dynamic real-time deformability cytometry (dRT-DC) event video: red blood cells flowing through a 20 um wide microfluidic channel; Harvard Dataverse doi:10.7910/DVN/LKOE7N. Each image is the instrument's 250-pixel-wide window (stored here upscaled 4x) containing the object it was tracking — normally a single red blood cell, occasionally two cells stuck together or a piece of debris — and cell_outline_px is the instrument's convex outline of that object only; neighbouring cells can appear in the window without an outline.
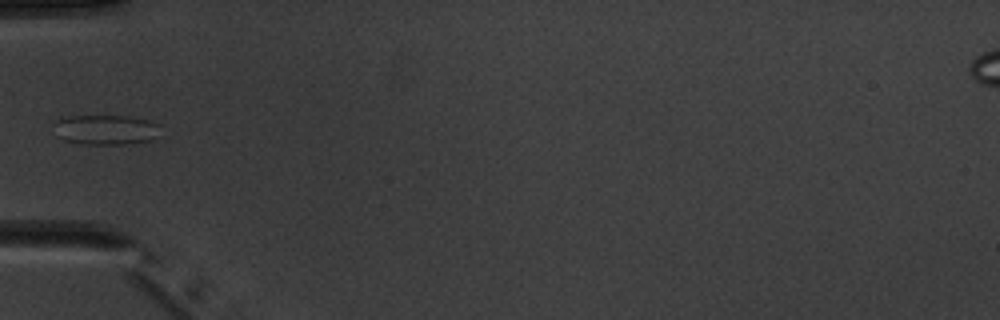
{"species": "common noctule bat (a hibernating species)", "species_latin": "Nyctalus noctula", "temperature_condition": "warm", "stored_images_in_passage": 5, "camera_frame_rate_fps": 3000, "um_per_image_px": 0.085, "animal": {"sex": "male", "body_mass_g": 20.1, "forearm_length_mm": 53.5}, "frame": {"image": 1, "passage_image": 5, "time_ms": 5.333, "image_size_px": [1000, 320], "cell_outline_px": [[160, 124], [152, 140], [124, 144], [80, 144], [64, 140], [56, 136], [52, 124], [56, 120], [68, 116], [128, 116], [148, 120]], "centroid_in_image_um": [8.91, 11.02], "position_along_channel_um": 76.1, "area_um2": 18.61}}